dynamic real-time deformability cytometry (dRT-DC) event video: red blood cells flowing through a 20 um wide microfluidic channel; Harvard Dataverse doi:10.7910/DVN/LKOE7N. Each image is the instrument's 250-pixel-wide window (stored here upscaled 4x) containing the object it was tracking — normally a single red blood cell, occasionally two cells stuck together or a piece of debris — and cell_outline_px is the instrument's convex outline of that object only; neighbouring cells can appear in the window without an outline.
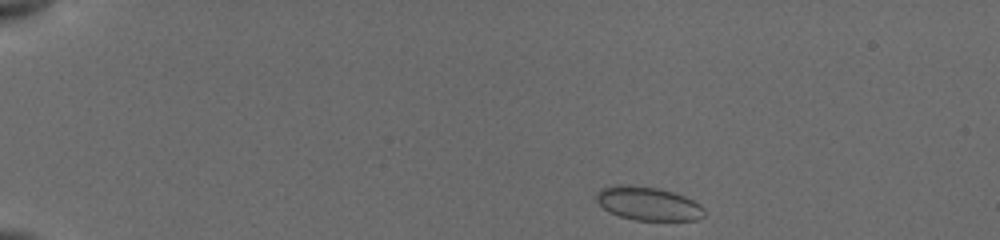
{"species": "common noctule bat (a hibernating species)", "species_latin": "Nyctalus noctula", "temperature_condition": "cold", "stored_images_in_passage": 24, "camera_frame_rate_fps": 3000, "um_per_image_px": 0.085, "animal": {"sex": "female", "body_mass_g": 19.5, "forearm_length_mm": 54.1}, "frame": {"image": 1, "passage_image": 1, "time_ms": 0.0, "image_size_px": [1000, 240], "cell_outline_px": [[704, 216], [696, 220], [632, 220], [608, 212], [596, 200], [596, 192], [600, 188], [620, 184], [628, 184], [660, 188], [684, 196], [700, 204], [704, 208]], "centroid_in_image_um": [55.06, 17.3], "position_along_channel_um": 29.9, "area_um2": 21.27}}
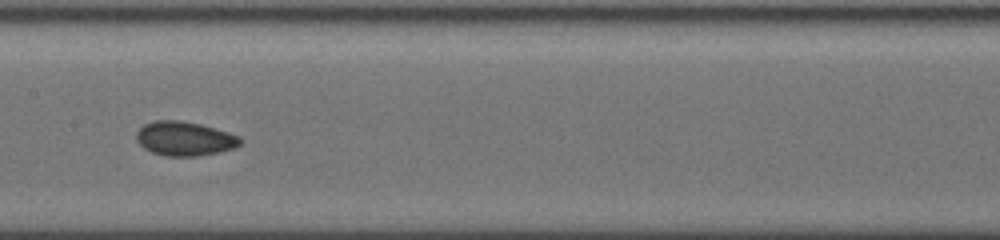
{"frame": {"image": 2, "passage_image": 15, "time_ms": 6.667, "image_size_px": [1000, 240], "cell_outline_px": [[244, 140], [236, 148], [220, 152], [196, 156], [164, 156], [152, 152], [144, 148], [136, 140], [136, 132], [144, 124], [152, 120], [180, 120], [200, 124], [228, 132], [240, 136]], "centroid_in_image_um": [15.7, 11.78], "position_along_channel_um": 191.7, "area_um2": 20.92}}
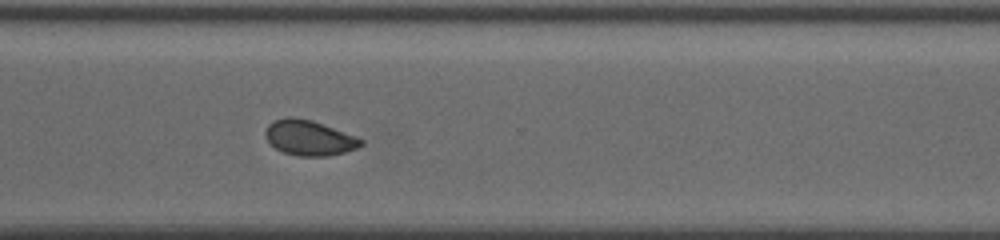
{"frame": {"image": 3, "passage_image": 24, "time_ms": 10.667, "image_size_px": [1000, 240], "cell_outline_px": [[364, 144], [356, 148], [344, 152], [328, 156], [296, 156], [284, 152], [276, 148], [268, 140], [264, 132], [268, 124], [276, 120], [288, 116], [292, 116], [312, 120], [356, 136], [364, 140]], "centroid_in_image_um": [26.29, 11.71], "position_along_channel_um": 344.3, "area_um2": 19.54}}